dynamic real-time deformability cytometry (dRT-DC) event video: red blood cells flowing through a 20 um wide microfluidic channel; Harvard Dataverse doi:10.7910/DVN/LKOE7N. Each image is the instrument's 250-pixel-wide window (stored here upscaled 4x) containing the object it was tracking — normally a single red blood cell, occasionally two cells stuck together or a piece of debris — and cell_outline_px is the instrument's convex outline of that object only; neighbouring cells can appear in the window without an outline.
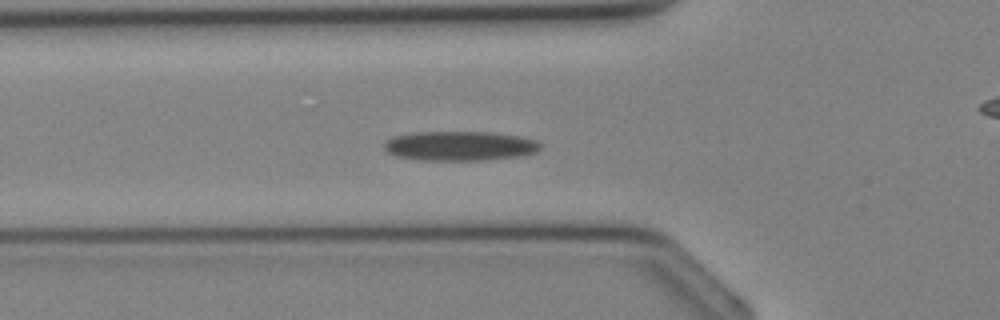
{"species": "Egyptian fruit bat (a non-hibernating species)", "species_latin": "Rousettus aegyptiacus", "temperature_condition": "cold", "stored_images_in_passage": 32, "camera_frame_rate_fps": 3000, "um_per_image_px": 0.085, "animal": {"sex": "female"}, "frame": {"image": 1, "passage_image": 12, "time_ms": 3.667, "image_size_px": [1000, 320], "cell_outline_px": [[540, 148], [536, 152], [520, 156], [488, 160], [424, 160], [396, 156], [388, 152], [384, 148], [384, 144], [392, 136], [412, 132], [492, 132], [520, 136], [536, 140], [540, 144]], "centroid_in_image_um": [39.09, 12.4], "position_along_channel_um": 86.7, "area_um2": 26.93}}
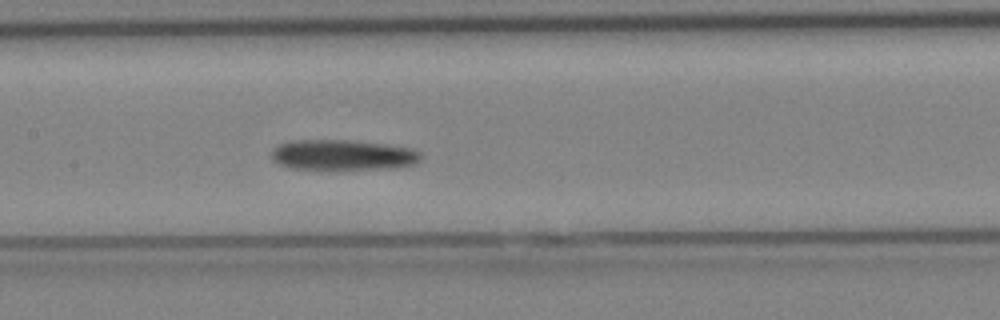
{"frame": {"image": 2, "passage_image": 17, "time_ms": 5.333, "image_size_px": [1000, 320], "cell_outline_px": [[420, 160], [416, 164], [392, 168], [292, 168], [280, 164], [272, 160], [272, 152], [280, 144], [288, 140], [356, 140], [388, 144], [412, 148], [420, 152]], "centroid_in_image_um": [29.18, 13.14], "position_along_channel_um": 178.2, "area_um2": 26.24}}
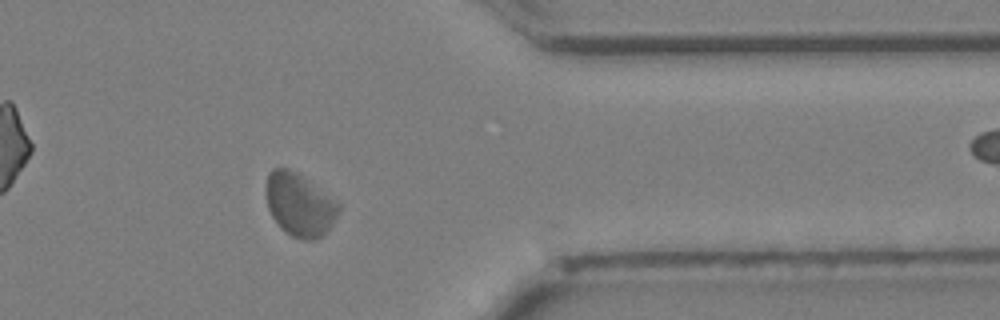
{"frame": {"image": 3, "passage_image": 29, "time_ms": 9.333, "image_size_px": [1000, 320], "cell_outline_px": [[340, 212], [332, 224], [316, 240], [304, 240], [292, 236], [284, 232], [280, 228], [272, 216], [268, 208], [264, 192], [264, 188], [268, 172], [272, 168], [288, 168], [300, 176], [340, 204]], "centroid_in_image_um": [25.4, 17.42], "position_along_channel_um": 386.0, "area_um2": 26.41}}